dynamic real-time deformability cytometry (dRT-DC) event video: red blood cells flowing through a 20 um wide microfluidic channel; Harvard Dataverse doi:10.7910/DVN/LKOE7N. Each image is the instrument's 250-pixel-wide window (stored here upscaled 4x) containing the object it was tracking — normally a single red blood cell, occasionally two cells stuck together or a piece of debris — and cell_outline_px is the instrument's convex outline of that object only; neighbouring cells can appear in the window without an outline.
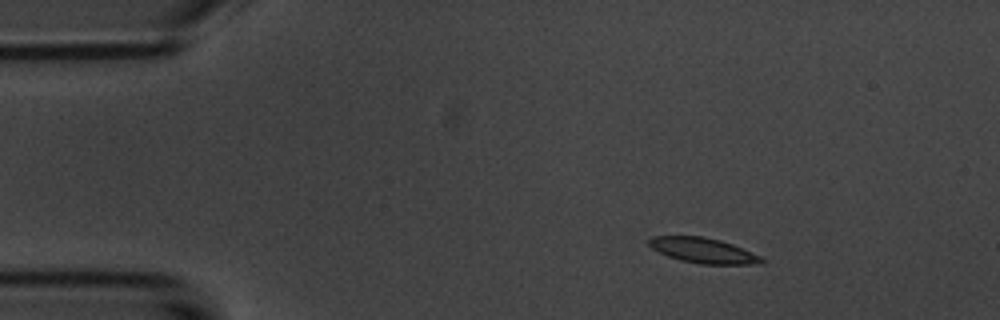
{"species": "common noctule bat (a hibernating species)", "species_latin": "Nyctalus noctula", "temperature_condition": "room temperature", "stored_images_in_passage": 2, "camera_frame_rate_fps": 3000, "um_per_image_px": 0.085, "animal": {"sex": "male", "body_mass_g": 20.1, "forearm_length_mm": 53.5}, "frame": {"image": 1, "passage_image": 1, "time_ms": 0.0, "image_size_px": [1000, 320], "cell_outline_px": [[764, 264], [700, 264], [680, 260], [668, 256], [652, 248], [648, 244], [648, 240], [652, 236], [704, 236], [720, 240], [732, 244], [764, 256]], "centroid_in_image_um": [59.83, 21.29], "position_along_channel_um": 25.2, "area_um2": 16.7}}